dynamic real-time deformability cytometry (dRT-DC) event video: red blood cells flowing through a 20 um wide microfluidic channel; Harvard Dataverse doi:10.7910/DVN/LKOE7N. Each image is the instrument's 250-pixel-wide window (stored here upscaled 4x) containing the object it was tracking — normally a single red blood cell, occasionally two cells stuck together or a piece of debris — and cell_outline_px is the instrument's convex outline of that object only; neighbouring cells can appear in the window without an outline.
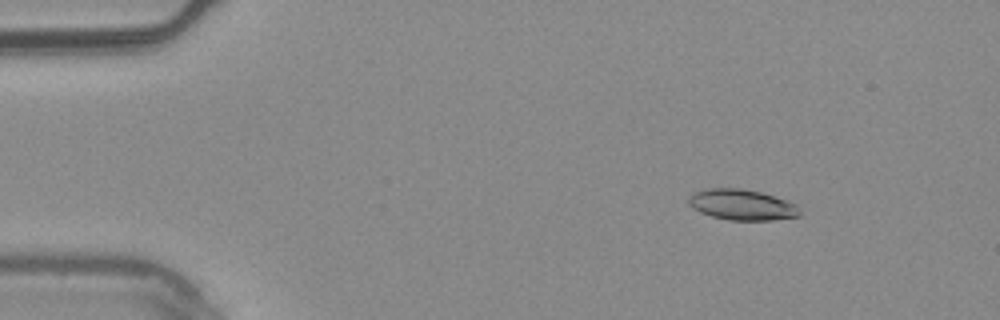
{"species": "common noctule bat (a hibernating species)", "species_latin": "Nyctalus noctula", "temperature_condition": "warm", "stored_images_in_passage": 53, "camera_frame_rate_fps": 3000, "um_per_image_px": 0.085, "animal": {"sex": "male", "body_mass_g": 20.4}, "frame": {"image": 1, "passage_image": 5, "time_ms": 1.333, "image_size_px": [1000, 320], "cell_outline_px": [[800, 216], [772, 220], [728, 220], [712, 216], [700, 212], [692, 208], [688, 204], [688, 200], [696, 192], [704, 188], [740, 188], [760, 192], [796, 204], [800, 212]], "centroid_in_image_um": [63.05, 17.41], "position_along_channel_um": 22.0, "area_um2": 19.71}}
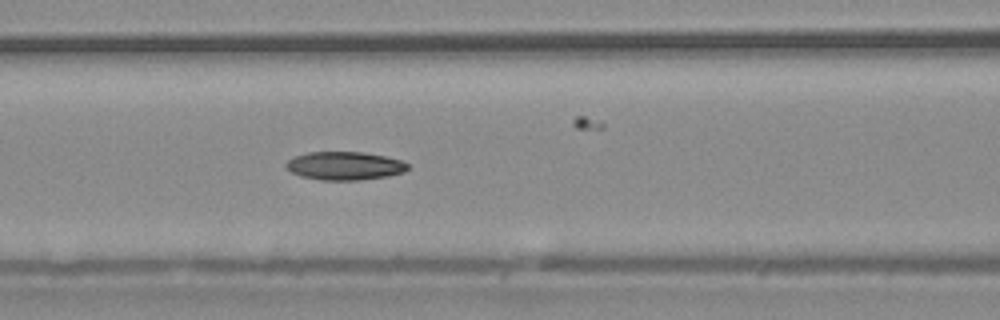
{"frame": {"image": 2, "passage_image": 21, "time_ms": 6.667, "image_size_px": [1000, 320], "cell_outline_px": [[408, 168], [404, 172], [388, 176], [360, 180], [320, 180], [300, 176], [292, 172], [284, 164], [288, 160], [296, 156], [308, 152], [360, 152], [384, 156], [400, 160], [408, 164]], "centroid_in_image_um": [29.29, 14.1], "position_along_channel_um": 137.3, "area_um2": 19.94}}
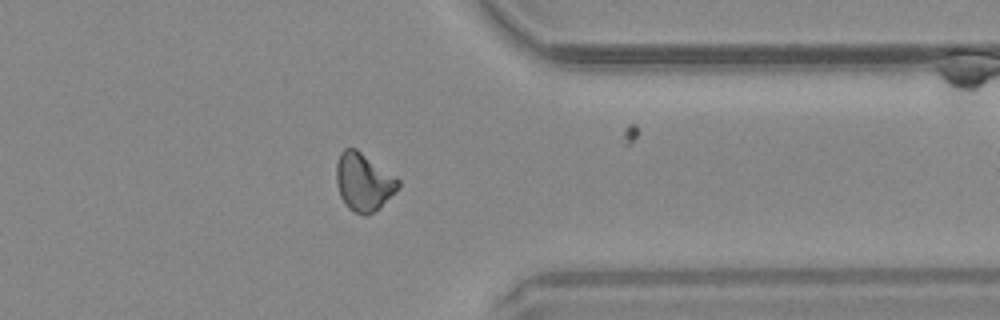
{"frame": {"image": 3, "passage_image": 41, "time_ms": 13.333, "image_size_px": [1000, 320], "cell_outline_px": [[400, 184], [380, 208], [368, 216], [364, 216], [352, 212], [344, 204], [340, 196], [336, 184], [336, 164], [340, 152], [344, 148], [356, 148], [396, 176], [400, 180]], "centroid_in_image_um": [30.87, 15.48], "position_along_channel_um": 380.5, "area_um2": 21.1}, "authors_computed_cell_mechanics": {"area_um2": 19.941, "velocity_mm_per_s": 3.7466, "shape_relaxation_time_tau1_ms": 6.4909, "shape_relaxation_time_tau2_ms": 6.3519, "deformation_change_tau1": 0.1687, "deformation_change_tau2": 0.1211}}